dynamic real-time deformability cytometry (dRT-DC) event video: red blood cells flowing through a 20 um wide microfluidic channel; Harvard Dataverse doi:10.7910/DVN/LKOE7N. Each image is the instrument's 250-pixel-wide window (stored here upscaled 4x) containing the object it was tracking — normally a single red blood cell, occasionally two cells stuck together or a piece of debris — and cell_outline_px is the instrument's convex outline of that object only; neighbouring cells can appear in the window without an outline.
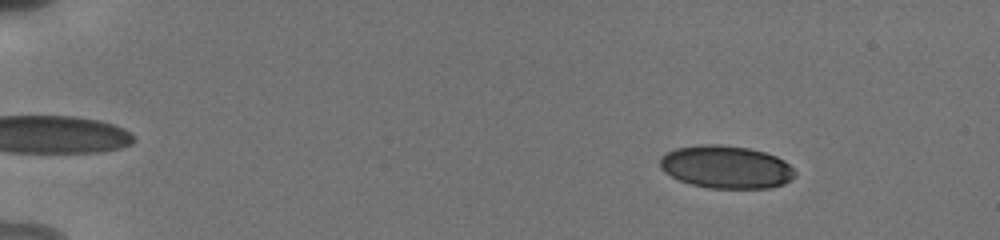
{"species": "human", "species_latin": "Homo sapiens", "temperature_condition": "cold", "stored_images_in_passage": 45, "camera_frame_rate_fps": 3000, "um_per_image_px": 0.085, "donor": {"sex": "male"}, "frame": {"image": 1, "passage_image": 7, "time_ms": 2.0, "image_size_px": [1000, 240], "cell_outline_px": [[796, 176], [784, 184], [772, 188], [708, 188], [692, 184], [680, 180], [664, 172], [660, 168], [660, 156], [664, 152], [676, 148], [700, 144], [720, 144], [748, 148], [764, 152], [776, 156], [784, 160], [796, 172]], "centroid_in_image_um": [61.71, 14.19], "position_along_channel_um": 23.3, "area_um2": 33.87}}
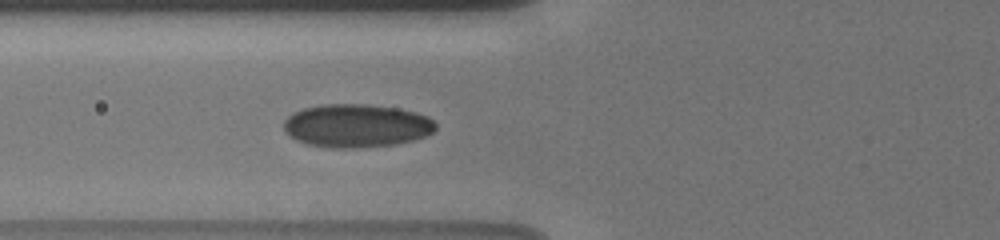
{"frame": {"image": 2, "passage_image": 20, "time_ms": 7.0, "image_size_px": [1000, 240], "cell_outline_px": [[436, 128], [432, 132], [424, 136], [412, 140], [392, 144], [352, 148], [332, 148], [308, 144], [296, 140], [284, 132], [284, 120], [292, 112], [304, 108], [320, 104], [368, 104], [396, 108], [416, 112], [428, 116], [436, 124]], "centroid_in_image_um": [30.26, 10.67], "position_along_channel_um": 95.5, "area_um2": 38.26}}
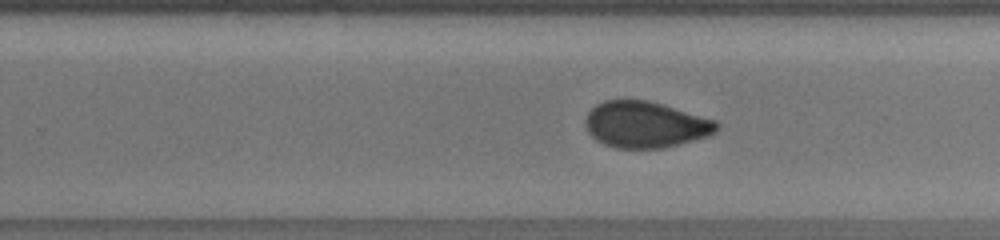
{"frame": {"image": 3, "passage_image": 30, "time_ms": 11.667, "image_size_px": [1000, 240], "cell_outline_px": [[720, 124], [716, 132], [708, 136], [664, 148], [616, 148], [604, 144], [596, 140], [588, 132], [584, 124], [584, 120], [588, 112], [596, 104], [604, 100], [648, 100], [716, 120]], "centroid_in_image_um": [54.85, 10.59], "position_along_channel_um": 275.0, "area_um2": 35.49}, "authors_computed_cell_mechanics": {"area_um2": 35.0268, "velocity_mm_per_s": 3.8516, "shape_relaxation_time_tau1_ms": null, "shape_relaxation_time_tau2_ms": 1.072, "deformation_change_tau1": null, "deformation_change_tau2": 0.0454}}